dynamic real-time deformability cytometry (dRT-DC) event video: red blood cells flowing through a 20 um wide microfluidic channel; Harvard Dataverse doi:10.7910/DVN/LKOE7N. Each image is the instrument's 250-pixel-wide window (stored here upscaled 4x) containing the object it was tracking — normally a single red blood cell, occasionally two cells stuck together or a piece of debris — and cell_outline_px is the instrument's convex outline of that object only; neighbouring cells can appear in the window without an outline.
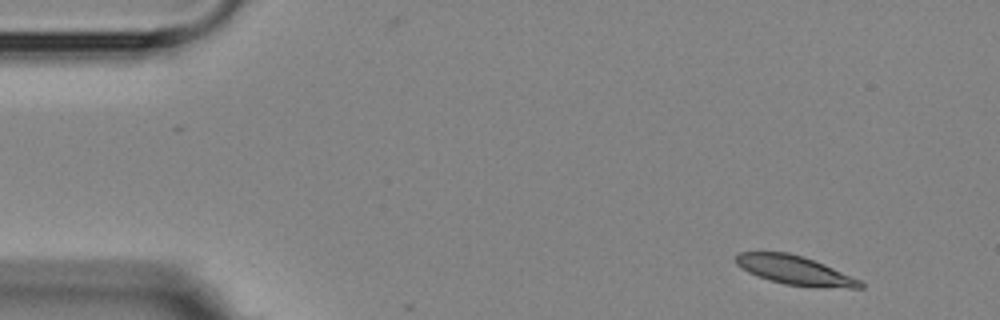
{"species": "Egyptian fruit bat (a non-hibernating species)", "species_latin": "Rousettus aegyptiacus", "temperature_condition": "room temperature", "stored_images_in_passage": 8, "camera_frame_rate_fps": 3000, "um_per_image_px": 0.085, "animal": {"sex": "female"}, "frame": {"image": 1, "passage_image": 1, "time_ms": 0.0, "image_size_px": [1000, 320], "cell_outline_px": [[864, 288], [848, 288], [784, 284], [768, 280], [748, 272], [736, 264], [736, 256], [740, 252], [788, 252], [804, 256], [824, 264], [860, 280], [864, 284]], "centroid_in_image_um": [67.55, 22.96], "position_along_channel_um": 17.5, "area_um2": 20.69}}
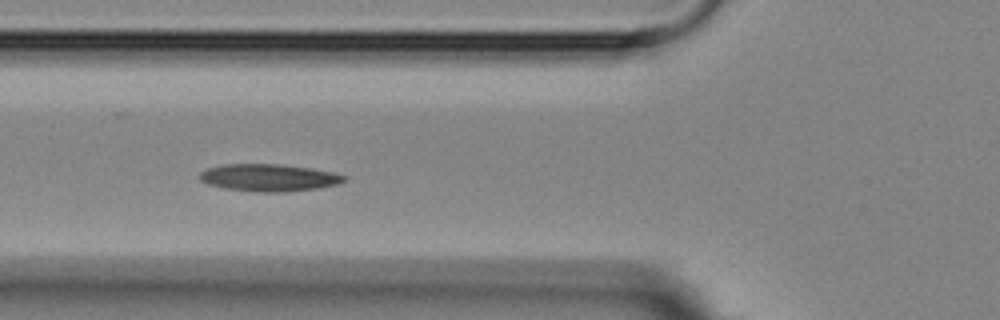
{"frame": {"image": 2, "passage_image": 5, "time_ms": 5.0, "image_size_px": [1000, 320], "cell_outline_px": [[348, 180], [336, 184], [316, 188], [284, 192], [256, 192], [224, 188], [208, 184], [200, 180], [200, 172], [208, 168], [220, 164], [280, 164], [308, 168], [332, 172], [348, 176]], "centroid_in_image_um": [22.84, 15.1], "position_along_channel_um": 103.0, "area_um2": 22.89}}
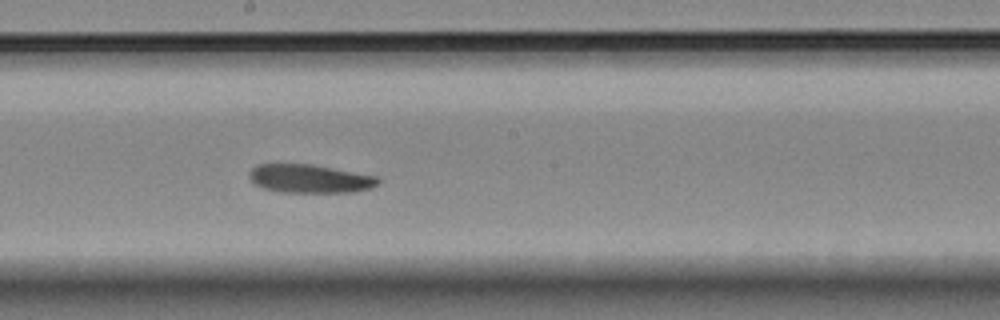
{"frame": {"image": 3, "passage_image": 8, "time_ms": 8.333, "image_size_px": [1000, 320], "cell_outline_px": [[380, 184], [372, 188], [352, 192], [284, 192], [264, 188], [256, 184], [248, 176], [248, 172], [256, 164], [312, 164], [380, 176]], "centroid_in_image_um": [26.39, 15.18], "position_along_channel_um": 221.8, "area_um2": 21.56}}